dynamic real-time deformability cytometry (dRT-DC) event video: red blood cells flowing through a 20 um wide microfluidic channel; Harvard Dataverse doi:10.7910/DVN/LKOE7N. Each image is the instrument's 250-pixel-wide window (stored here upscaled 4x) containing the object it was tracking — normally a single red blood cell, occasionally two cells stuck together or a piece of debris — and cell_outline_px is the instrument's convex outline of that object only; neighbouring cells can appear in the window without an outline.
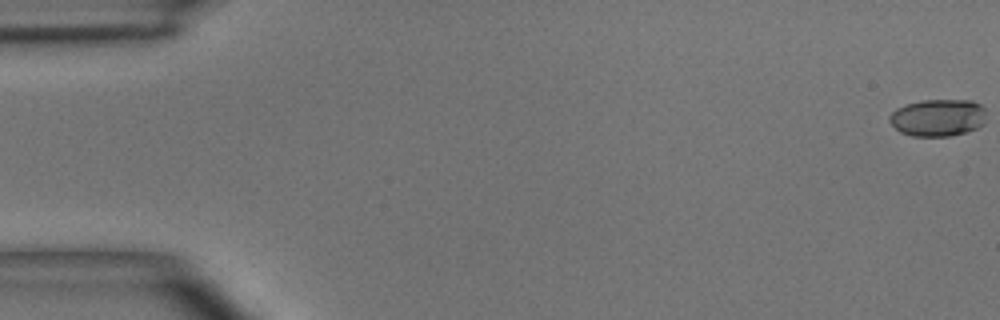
{"species": "common noctule bat (a hibernating species)", "species_latin": "Nyctalus noctula", "temperature_condition": "room temperature", "stored_images_in_passage": 4, "camera_frame_rate_fps": 3000, "um_per_image_px": 0.085, "animal": {"sex": "male", "body_mass_g": 15.6}, "frame": {"image": 1, "passage_image": 1, "time_ms": 0.0, "image_size_px": [1000, 320], "cell_outline_px": [[984, 124], [976, 128], [964, 132], [948, 136], [912, 136], [900, 132], [888, 120], [888, 116], [896, 108], [904, 104], [924, 100], [972, 100], [980, 104], [984, 108]], "centroid_in_image_um": [79.69, 9.99], "position_along_channel_um": 5.3, "area_um2": 20.98}}
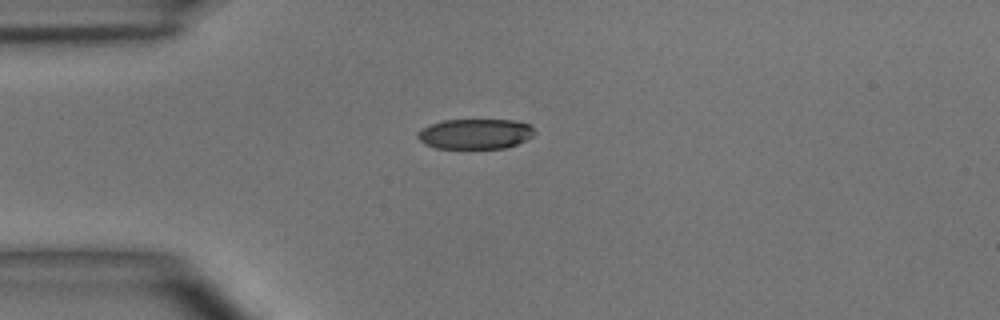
{"frame": {"image": 2, "passage_image": 4, "time_ms": 4.333, "image_size_px": [1000, 320], "cell_outline_px": [[536, 132], [532, 136], [516, 144], [504, 148], [436, 148], [424, 144], [416, 136], [416, 132], [420, 128], [444, 120], [516, 120], [528, 124]], "centroid_in_image_um": [40.36, 11.38], "position_along_channel_um": 44.6, "area_um2": 20.52}}